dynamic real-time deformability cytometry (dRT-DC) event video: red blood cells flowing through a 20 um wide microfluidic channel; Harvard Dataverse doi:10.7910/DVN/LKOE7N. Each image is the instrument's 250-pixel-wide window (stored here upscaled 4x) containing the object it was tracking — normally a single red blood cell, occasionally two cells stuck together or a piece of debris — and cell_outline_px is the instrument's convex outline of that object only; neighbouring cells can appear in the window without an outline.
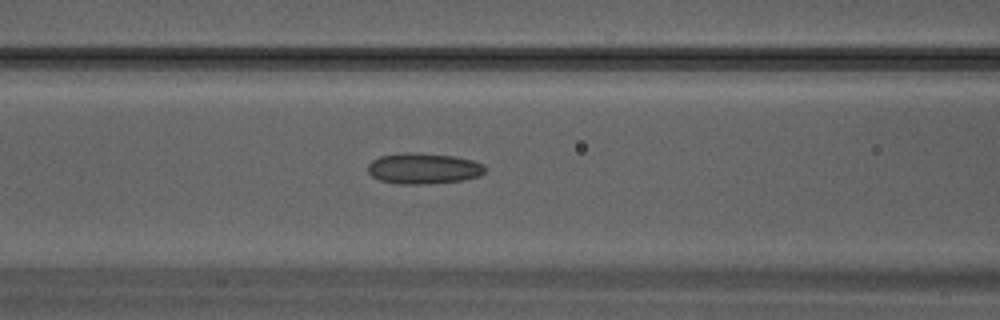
{"species": "Egyptian fruit bat (a non-hibernating species)", "species_latin": "Rousettus aegyptiacus", "temperature_condition": "warm", "stored_images_in_passage": 23, "camera_frame_rate_fps": 3000, "um_per_image_px": 0.085, "animal": {"sex": "male"}, "frame": {"image": 1, "passage_image": 4, "time_ms": 1.0, "image_size_px": [1000, 320], "cell_outline_px": [[484, 172], [480, 176], [460, 180], [428, 184], [396, 184], [380, 180], [372, 176], [368, 172], [368, 164], [372, 160], [380, 156], [408, 152], [456, 156], [472, 160], [484, 164]], "centroid_in_image_um": [35.98, 14.32], "position_along_channel_um": 130.6, "area_um2": 21.04}}
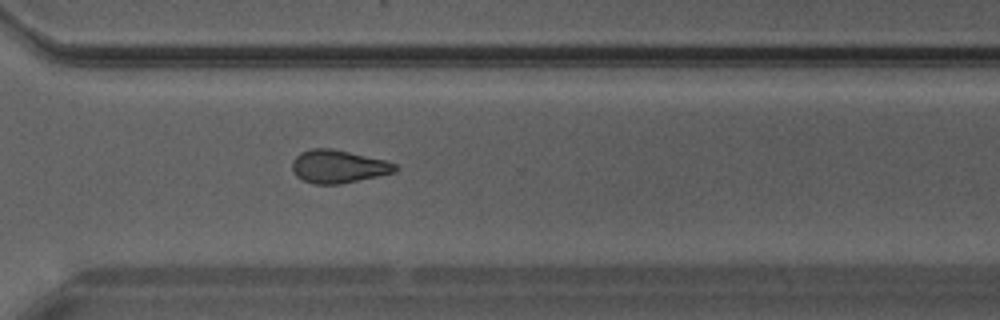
{"frame": {"image": 2, "passage_image": 14, "time_ms": 4.333, "image_size_px": [1000, 320], "cell_outline_px": [[400, 168], [396, 172], [340, 184], [312, 184], [296, 176], [292, 168], [292, 160], [300, 152], [312, 148], [332, 148], [384, 160], [396, 164]], "centroid_in_image_um": [28.75, 14.15], "position_along_channel_um": 341.9, "area_um2": 19.83}}